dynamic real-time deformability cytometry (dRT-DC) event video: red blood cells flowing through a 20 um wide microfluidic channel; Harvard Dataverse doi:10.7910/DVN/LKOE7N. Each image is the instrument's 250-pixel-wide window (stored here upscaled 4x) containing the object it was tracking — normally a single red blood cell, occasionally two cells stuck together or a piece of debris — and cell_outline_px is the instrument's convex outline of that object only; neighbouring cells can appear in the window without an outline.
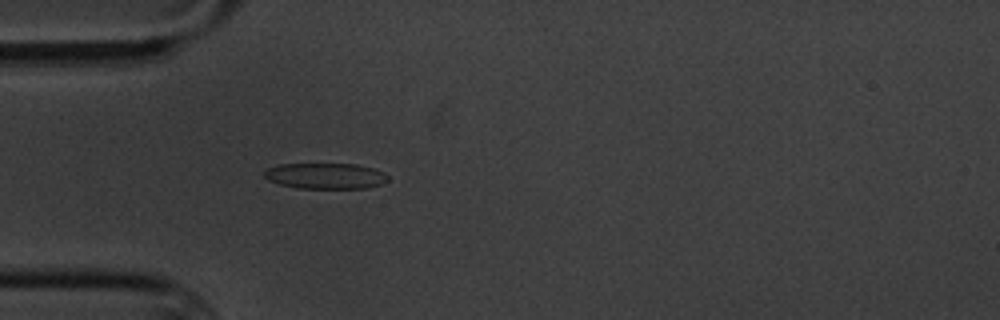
{"species": "common noctule bat (a hibernating species)", "species_latin": "Nyctalus noctula", "temperature_condition": "cold", "stored_images_in_passage": 5, "camera_frame_rate_fps": 3000, "um_per_image_px": 0.085, "animal": {"sex": "male", "body_mass_g": 20.1, "forearm_length_mm": 53.5}, "frame": {"image": 1, "passage_image": 5, "time_ms": 4.667, "image_size_px": [1000, 320], "cell_outline_px": [[388, 180], [380, 184], [368, 188], [296, 188], [280, 184], [268, 180], [264, 176], [264, 172], [268, 168], [280, 164], [356, 164], [372, 168], [384, 172], [388, 176]], "centroid_in_image_um": [27.67, 14.95], "position_along_channel_um": 57.3, "area_um2": 18.55}}